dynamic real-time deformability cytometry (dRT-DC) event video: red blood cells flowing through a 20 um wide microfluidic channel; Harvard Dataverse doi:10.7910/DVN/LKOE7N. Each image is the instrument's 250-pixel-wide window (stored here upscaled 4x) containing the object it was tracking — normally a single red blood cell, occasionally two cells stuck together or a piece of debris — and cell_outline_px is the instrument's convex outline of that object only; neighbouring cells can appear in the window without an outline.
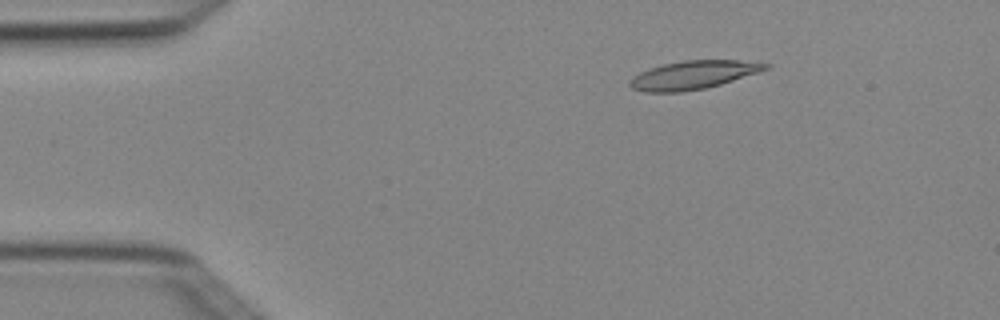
{"species": "Egyptian fruit bat (a non-hibernating species)", "species_latin": "Rousettus aegyptiacus", "temperature_condition": "cold", "stored_images_in_passage": 5, "camera_frame_rate_fps": 3000, "um_per_image_px": 0.085, "animal": {"sex": "female"}, "frame": {"image": 1, "passage_image": 3, "time_ms": 0.667, "image_size_px": [1000, 320], "cell_outline_px": [[772, 64], [768, 68], [760, 72], [720, 84], [704, 88], [680, 92], [644, 92], [632, 88], [628, 84], [628, 80], [632, 76], [648, 68], [664, 64], [684, 60], [736, 60]], "centroid_in_image_um": [58.88, 6.37], "position_along_channel_um": 26.1, "area_um2": 22.43}}
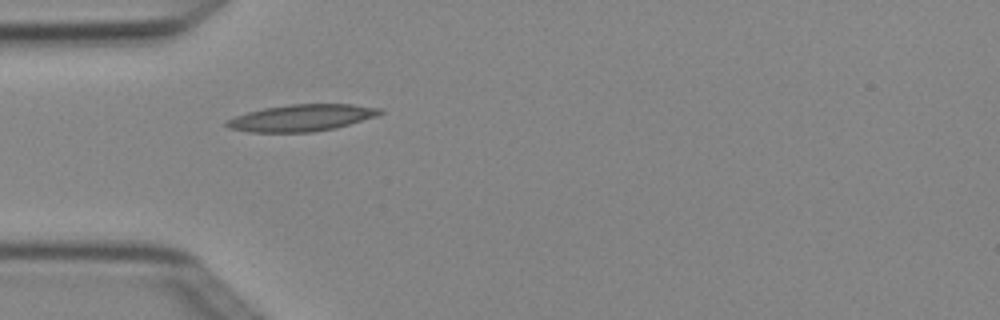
{"frame": {"image": 2, "passage_image": 5, "time_ms": 1.333, "image_size_px": [1000, 320], "cell_outline_px": [[384, 112], [376, 116], [336, 128], [312, 132], [248, 132], [228, 128], [224, 124], [224, 120], [248, 112], [264, 108], [288, 104], [352, 104], [380, 108]], "centroid_in_image_um": [25.6, 10.01], "position_along_channel_um": 59.4, "area_um2": 23.93}}